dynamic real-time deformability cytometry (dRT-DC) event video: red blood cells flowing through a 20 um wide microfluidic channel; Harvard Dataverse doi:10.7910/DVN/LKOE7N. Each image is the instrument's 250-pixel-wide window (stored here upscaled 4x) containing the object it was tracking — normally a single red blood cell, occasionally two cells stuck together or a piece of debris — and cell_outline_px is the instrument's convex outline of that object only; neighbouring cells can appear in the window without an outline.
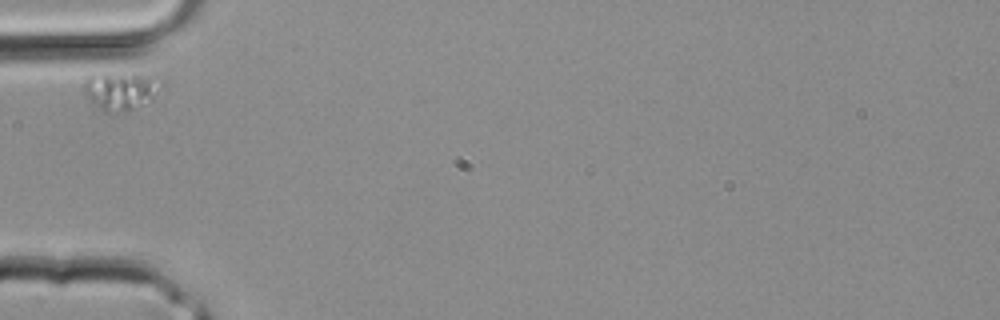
{"species": "common noctule bat (a hibernating species)", "species_latin": "Nyctalus noctula", "temperature_condition": "room temperature", "stored_images_in_passage": 1, "camera_frame_rate_fps": 3000, "um_per_image_px": 0.085, "animal": {"sex": "male", "body_mass_g": 20.4}, "frame": {"image": 1, "passage_image": 1, "time_ms": 0.0, "image_size_px": [1000, 320], "cell_outline_px": [[156, 88], [152, 96], [128, 112], [104, 112], [84, 96], [84, 80], [88, 76], [104, 72], [108, 72], [136, 76], [148, 80], [156, 84]], "centroid_in_image_um": [9.98, 7.76], "position_along_channel_um": 75.0, "area_um2": 15.78}}